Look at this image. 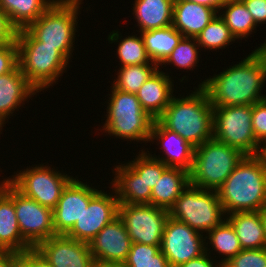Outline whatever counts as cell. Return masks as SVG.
Instances as JSON below:
<instances>
[{
  "label": "cell",
  "mask_w": 266,
  "mask_h": 267,
  "mask_svg": "<svg viewBox=\"0 0 266 267\" xmlns=\"http://www.w3.org/2000/svg\"><path fill=\"white\" fill-rule=\"evenodd\" d=\"M255 50L264 58L266 61V40L263 44H261L257 49Z\"/></svg>",
  "instance_id": "obj_48"
},
{
  "label": "cell",
  "mask_w": 266,
  "mask_h": 267,
  "mask_svg": "<svg viewBox=\"0 0 266 267\" xmlns=\"http://www.w3.org/2000/svg\"><path fill=\"white\" fill-rule=\"evenodd\" d=\"M200 48L210 50L225 49L235 42V37L231 34L227 24L219 16L216 17L196 36Z\"/></svg>",
  "instance_id": "obj_33"
},
{
  "label": "cell",
  "mask_w": 266,
  "mask_h": 267,
  "mask_svg": "<svg viewBox=\"0 0 266 267\" xmlns=\"http://www.w3.org/2000/svg\"><path fill=\"white\" fill-rule=\"evenodd\" d=\"M251 120L256 140L262 145L266 141V99L252 105Z\"/></svg>",
  "instance_id": "obj_38"
},
{
  "label": "cell",
  "mask_w": 266,
  "mask_h": 267,
  "mask_svg": "<svg viewBox=\"0 0 266 267\" xmlns=\"http://www.w3.org/2000/svg\"><path fill=\"white\" fill-rule=\"evenodd\" d=\"M16 42L18 66L27 81L38 92L56 84L69 64L56 47L37 41L26 29L17 32Z\"/></svg>",
  "instance_id": "obj_4"
},
{
  "label": "cell",
  "mask_w": 266,
  "mask_h": 267,
  "mask_svg": "<svg viewBox=\"0 0 266 267\" xmlns=\"http://www.w3.org/2000/svg\"><path fill=\"white\" fill-rule=\"evenodd\" d=\"M203 236L205 235L186 223L169 216L163 231L160 251L167 258L170 267H178L205 252Z\"/></svg>",
  "instance_id": "obj_12"
},
{
  "label": "cell",
  "mask_w": 266,
  "mask_h": 267,
  "mask_svg": "<svg viewBox=\"0 0 266 267\" xmlns=\"http://www.w3.org/2000/svg\"><path fill=\"white\" fill-rule=\"evenodd\" d=\"M110 182L119 204H151L152 190L143 178L128 164L115 165Z\"/></svg>",
  "instance_id": "obj_22"
},
{
  "label": "cell",
  "mask_w": 266,
  "mask_h": 267,
  "mask_svg": "<svg viewBox=\"0 0 266 267\" xmlns=\"http://www.w3.org/2000/svg\"><path fill=\"white\" fill-rule=\"evenodd\" d=\"M185 1L201 4L209 8H212L217 12H220L221 7L224 6L228 0H185Z\"/></svg>",
  "instance_id": "obj_45"
},
{
  "label": "cell",
  "mask_w": 266,
  "mask_h": 267,
  "mask_svg": "<svg viewBox=\"0 0 266 267\" xmlns=\"http://www.w3.org/2000/svg\"><path fill=\"white\" fill-rule=\"evenodd\" d=\"M259 155L266 160V141L261 145Z\"/></svg>",
  "instance_id": "obj_49"
},
{
  "label": "cell",
  "mask_w": 266,
  "mask_h": 267,
  "mask_svg": "<svg viewBox=\"0 0 266 267\" xmlns=\"http://www.w3.org/2000/svg\"><path fill=\"white\" fill-rule=\"evenodd\" d=\"M265 81L266 61L254 50L243 61L205 78L197 87L205 89L212 106L253 105L266 99L261 94Z\"/></svg>",
  "instance_id": "obj_1"
},
{
  "label": "cell",
  "mask_w": 266,
  "mask_h": 267,
  "mask_svg": "<svg viewBox=\"0 0 266 267\" xmlns=\"http://www.w3.org/2000/svg\"><path fill=\"white\" fill-rule=\"evenodd\" d=\"M18 263L19 267H53L36 248L19 253Z\"/></svg>",
  "instance_id": "obj_40"
},
{
  "label": "cell",
  "mask_w": 266,
  "mask_h": 267,
  "mask_svg": "<svg viewBox=\"0 0 266 267\" xmlns=\"http://www.w3.org/2000/svg\"><path fill=\"white\" fill-rule=\"evenodd\" d=\"M8 178L7 177L6 179L4 178V180L0 181V190L4 188L5 184L8 182Z\"/></svg>",
  "instance_id": "obj_51"
},
{
  "label": "cell",
  "mask_w": 266,
  "mask_h": 267,
  "mask_svg": "<svg viewBox=\"0 0 266 267\" xmlns=\"http://www.w3.org/2000/svg\"><path fill=\"white\" fill-rule=\"evenodd\" d=\"M222 267H266V247L260 249H242L229 258Z\"/></svg>",
  "instance_id": "obj_37"
},
{
  "label": "cell",
  "mask_w": 266,
  "mask_h": 267,
  "mask_svg": "<svg viewBox=\"0 0 266 267\" xmlns=\"http://www.w3.org/2000/svg\"><path fill=\"white\" fill-rule=\"evenodd\" d=\"M53 267H93L89 244L66 235H55L35 247Z\"/></svg>",
  "instance_id": "obj_16"
},
{
  "label": "cell",
  "mask_w": 266,
  "mask_h": 267,
  "mask_svg": "<svg viewBox=\"0 0 266 267\" xmlns=\"http://www.w3.org/2000/svg\"><path fill=\"white\" fill-rule=\"evenodd\" d=\"M56 0H0L11 24L19 31L35 22Z\"/></svg>",
  "instance_id": "obj_27"
},
{
  "label": "cell",
  "mask_w": 266,
  "mask_h": 267,
  "mask_svg": "<svg viewBox=\"0 0 266 267\" xmlns=\"http://www.w3.org/2000/svg\"><path fill=\"white\" fill-rule=\"evenodd\" d=\"M86 182L73 178L63 189L53 212V224L56 235H66L80 219L90 199L98 192Z\"/></svg>",
  "instance_id": "obj_15"
},
{
  "label": "cell",
  "mask_w": 266,
  "mask_h": 267,
  "mask_svg": "<svg viewBox=\"0 0 266 267\" xmlns=\"http://www.w3.org/2000/svg\"><path fill=\"white\" fill-rule=\"evenodd\" d=\"M128 267H170L160 246L132 243L125 261Z\"/></svg>",
  "instance_id": "obj_34"
},
{
  "label": "cell",
  "mask_w": 266,
  "mask_h": 267,
  "mask_svg": "<svg viewBox=\"0 0 266 267\" xmlns=\"http://www.w3.org/2000/svg\"><path fill=\"white\" fill-rule=\"evenodd\" d=\"M14 174L8 181L19 192L52 210L56 207L63 189L74 178L55 168L51 169L44 163L29 166Z\"/></svg>",
  "instance_id": "obj_10"
},
{
  "label": "cell",
  "mask_w": 266,
  "mask_h": 267,
  "mask_svg": "<svg viewBox=\"0 0 266 267\" xmlns=\"http://www.w3.org/2000/svg\"><path fill=\"white\" fill-rule=\"evenodd\" d=\"M169 216L207 234L226 219L219 196L215 190L189 185L169 209Z\"/></svg>",
  "instance_id": "obj_8"
},
{
  "label": "cell",
  "mask_w": 266,
  "mask_h": 267,
  "mask_svg": "<svg viewBox=\"0 0 266 267\" xmlns=\"http://www.w3.org/2000/svg\"><path fill=\"white\" fill-rule=\"evenodd\" d=\"M257 26L266 24V0H241Z\"/></svg>",
  "instance_id": "obj_42"
},
{
  "label": "cell",
  "mask_w": 266,
  "mask_h": 267,
  "mask_svg": "<svg viewBox=\"0 0 266 267\" xmlns=\"http://www.w3.org/2000/svg\"><path fill=\"white\" fill-rule=\"evenodd\" d=\"M18 30L11 24L8 15L0 9V45L16 41Z\"/></svg>",
  "instance_id": "obj_41"
},
{
  "label": "cell",
  "mask_w": 266,
  "mask_h": 267,
  "mask_svg": "<svg viewBox=\"0 0 266 267\" xmlns=\"http://www.w3.org/2000/svg\"><path fill=\"white\" fill-rule=\"evenodd\" d=\"M121 36V32L113 30L108 34V41L110 44L119 42L117 50V56L121 63L120 67L128 65L139 64H156L153 63L147 55L143 38L136 35H129L125 38ZM120 40V41H118Z\"/></svg>",
  "instance_id": "obj_31"
},
{
  "label": "cell",
  "mask_w": 266,
  "mask_h": 267,
  "mask_svg": "<svg viewBox=\"0 0 266 267\" xmlns=\"http://www.w3.org/2000/svg\"><path fill=\"white\" fill-rule=\"evenodd\" d=\"M0 267H19L18 253L0 252Z\"/></svg>",
  "instance_id": "obj_44"
},
{
  "label": "cell",
  "mask_w": 266,
  "mask_h": 267,
  "mask_svg": "<svg viewBox=\"0 0 266 267\" xmlns=\"http://www.w3.org/2000/svg\"><path fill=\"white\" fill-rule=\"evenodd\" d=\"M18 66L17 42L0 45V75L13 71Z\"/></svg>",
  "instance_id": "obj_39"
},
{
  "label": "cell",
  "mask_w": 266,
  "mask_h": 267,
  "mask_svg": "<svg viewBox=\"0 0 266 267\" xmlns=\"http://www.w3.org/2000/svg\"><path fill=\"white\" fill-rule=\"evenodd\" d=\"M14 206L22 237L35 248L40 242L55 236L53 212L14 187Z\"/></svg>",
  "instance_id": "obj_13"
},
{
  "label": "cell",
  "mask_w": 266,
  "mask_h": 267,
  "mask_svg": "<svg viewBox=\"0 0 266 267\" xmlns=\"http://www.w3.org/2000/svg\"><path fill=\"white\" fill-rule=\"evenodd\" d=\"M172 78L160 67L143 83L136 93L141 107L153 118L158 119L170 104L175 92Z\"/></svg>",
  "instance_id": "obj_20"
},
{
  "label": "cell",
  "mask_w": 266,
  "mask_h": 267,
  "mask_svg": "<svg viewBox=\"0 0 266 267\" xmlns=\"http://www.w3.org/2000/svg\"><path fill=\"white\" fill-rule=\"evenodd\" d=\"M190 185L189 172L176 167H167L151 192V204L169 209L175 200Z\"/></svg>",
  "instance_id": "obj_25"
},
{
  "label": "cell",
  "mask_w": 266,
  "mask_h": 267,
  "mask_svg": "<svg viewBox=\"0 0 266 267\" xmlns=\"http://www.w3.org/2000/svg\"><path fill=\"white\" fill-rule=\"evenodd\" d=\"M154 140L161 145L160 149L165 156H156L155 153L153 156L148 151L151 157L160 160L167 167L181 168L188 172L192 170L195 147L177 133L167 129L158 119L153 122L148 142L154 143Z\"/></svg>",
  "instance_id": "obj_18"
},
{
  "label": "cell",
  "mask_w": 266,
  "mask_h": 267,
  "mask_svg": "<svg viewBox=\"0 0 266 267\" xmlns=\"http://www.w3.org/2000/svg\"><path fill=\"white\" fill-rule=\"evenodd\" d=\"M218 12L207 6L185 0H174L172 26L183 37L196 38Z\"/></svg>",
  "instance_id": "obj_23"
},
{
  "label": "cell",
  "mask_w": 266,
  "mask_h": 267,
  "mask_svg": "<svg viewBox=\"0 0 266 267\" xmlns=\"http://www.w3.org/2000/svg\"><path fill=\"white\" fill-rule=\"evenodd\" d=\"M174 0H135L133 15L139 26L137 32L171 26Z\"/></svg>",
  "instance_id": "obj_24"
},
{
  "label": "cell",
  "mask_w": 266,
  "mask_h": 267,
  "mask_svg": "<svg viewBox=\"0 0 266 267\" xmlns=\"http://www.w3.org/2000/svg\"><path fill=\"white\" fill-rule=\"evenodd\" d=\"M112 85L123 92L136 94L143 83L159 68L157 64H139L119 67Z\"/></svg>",
  "instance_id": "obj_32"
},
{
  "label": "cell",
  "mask_w": 266,
  "mask_h": 267,
  "mask_svg": "<svg viewBox=\"0 0 266 267\" xmlns=\"http://www.w3.org/2000/svg\"><path fill=\"white\" fill-rule=\"evenodd\" d=\"M88 244L95 262H125L132 241L123 221L117 216Z\"/></svg>",
  "instance_id": "obj_17"
},
{
  "label": "cell",
  "mask_w": 266,
  "mask_h": 267,
  "mask_svg": "<svg viewBox=\"0 0 266 267\" xmlns=\"http://www.w3.org/2000/svg\"><path fill=\"white\" fill-rule=\"evenodd\" d=\"M210 246H212V249ZM210 249L223 257L219 260L221 264H224L229 258L235 256L242 250L236 232L227 219H224L220 225L214 227L205 235V251L211 254Z\"/></svg>",
  "instance_id": "obj_29"
},
{
  "label": "cell",
  "mask_w": 266,
  "mask_h": 267,
  "mask_svg": "<svg viewBox=\"0 0 266 267\" xmlns=\"http://www.w3.org/2000/svg\"><path fill=\"white\" fill-rule=\"evenodd\" d=\"M199 48L196 38L183 37L160 66L172 64L178 69H189L190 71L198 66L197 64L200 60L199 50H202Z\"/></svg>",
  "instance_id": "obj_35"
},
{
  "label": "cell",
  "mask_w": 266,
  "mask_h": 267,
  "mask_svg": "<svg viewBox=\"0 0 266 267\" xmlns=\"http://www.w3.org/2000/svg\"><path fill=\"white\" fill-rule=\"evenodd\" d=\"M136 156L134 160L127 163L143 178L147 187L152 190L167 166L160 160L151 157L145 152V149H142L141 153L139 151Z\"/></svg>",
  "instance_id": "obj_36"
},
{
  "label": "cell",
  "mask_w": 266,
  "mask_h": 267,
  "mask_svg": "<svg viewBox=\"0 0 266 267\" xmlns=\"http://www.w3.org/2000/svg\"><path fill=\"white\" fill-rule=\"evenodd\" d=\"M140 34L143 38L147 55L159 67L183 38V35L172 25L143 31Z\"/></svg>",
  "instance_id": "obj_28"
},
{
  "label": "cell",
  "mask_w": 266,
  "mask_h": 267,
  "mask_svg": "<svg viewBox=\"0 0 266 267\" xmlns=\"http://www.w3.org/2000/svg\"><path fill=\"white\" fill-rule=\"evenodd\" d=\"M83 0H56L26 30L44 45L56 49L68 60L72 57L78 16ZM74 43V44H73Z\"/></svg>",
  "instance_id": "obj_6"
},
{
  "label": "cell",
  "mask_w": 266,
  "mask_h": 267,
  "mask_svg": "<svg viewBox=\"0 0 266 267\" xmlns=\"http://www.w3.org/2000/svg\"><path fill=\"white\" fill-rule=\"evenodd\" d=\"M118 216L123 221L132 243L160 246L169 211L152 204H119Z\"/></svg>",
  "instance_id": "obj_11"
},
{
  "label": "cell",
  "mask_w": 266,
  "mask_h": 267,
  "mask_svg": "<svg viewBox=\"0 0 266 267\" xmlns=\"http://www.w3.org/2000/svg\"><path fill=\"white\" fill-rule=\"evenodd\" d=\"M251 119L252 105L213 106V138L245 155H258L261 144L253 133Z\"/></svg>",
  "instance_id": "obj_9"
},
{
  "label": "cell",
  "mask_w": 266,
  "mask_h": 267,
  "mask_svg": "<svg viewBox=\"0 0 266 267\" xmlns=\"http://www.w3.org/2000/svg\"><path fill=\"white\" fill-rule=\"evenodd\" d=\"M6 120L0 115V134L2 133V128L4 127V125L6 124L5 122ZM5 122V123H4Z\"/></svg>",
  "instance_id": "obj_50"
},
{
  "label": "cell",
  "mask_w": 266,
  "mask_h": 267,
  "mask_svg": "<svg viewBox=\"0 0 266 267\" xmlns=\"http://www.w3.org/2000/svg\"><path fill=\"white\" fill-rule=\"evenodd\" d=\"M266 236V205L259 211Z\"/></svg>",
  "instance_id": "obj_47"
},
{
  "label": "cell",
  "mask_w": 266,
  "mask_h": 267,
  "mask_svg": "<svg viewBox=\"0 0 266 267\" xmlns=\"http://www.w3.org/2000/svg\"><path fill=\"white\" fill-rule=\"evenodd\" d=\"M217 193L226 215L260 211L266 205V160L245 155Z\"/></svg>",
  "instance_id": "obj_2"
},
{
  "label": "cell",
  "mask_w": 266,
  "mask_h": 267,
  "mask_svg": "<svg viewBox=\"0 0 266 267\" xmlns=\"http://www.w3.org/2000/svg\"><path fill=\"white\" fill-rule=\"evenodd\" d=\"M220 10L224 11L218 12L219 16L227 24L236 40L248 38L258 27L241 0H228Z\"/></svg>",
  "instance_id": "obj_30"
},
{
  "label": "cell",
  "mask_w": 266,
  "mask_h": 267,
  "mask_svg": "<svg viewBox=\"0 0 266 267\" xmlns=\"http://www.w3.org/2000/svg\"><path fill=\"white\" fill-rule=\"evenodd\" d=\"M38 91L27 81L19 66L13 71L0 75V115L7 120L15 109L37 95Z\"/></svg>",
  "instance_id": "obj_21"
},
{
  "label": "cell",
  "mask_w": 266,
  "mask_h": 267,
  "mask_svg": "<svg viewBox=\"0 0 266 267\" xmlns=\"http://www.w3.org/2000/svg\"><path fill=\"white\" fill-rule=\"evenodd\" d=\"M33 248L21 235L14 206V186L0 190V252L21 253Z\"/></svg>",
  "instance_id": "obj_19"
},
{
  "label": "cell",
  "mask_w": 266,
  "mask_h": 267,
  "mask_svg": "<svg viewBox=\"0 0 266 267\" xmlns=\"http://www.w3.org/2000/svg\"><path fill=\"white\" fill-rule=\"evenodd\" d=\"M226 216L236 232L242 249L266 247V236L259 211L236 212Z\"/></svg>",
  "instance_id": "obj_26"
},
{
  "label": "cell",
  "mask_w": 266,
  "mask_h": 267,
  "mask_svg": "<svg viewBox=\"0 0 266 267\" xmlns=\"http://www.w3.org/2000/svg\"><path fill=\"white\" fill-rule=\"evenodd\" d=\"M111 189L112 194H107L103 189L90 199L88 207L66 234L67 237L89 243L103 227L118 216L119 202L115 191Z\"/></svg>",
  "instance_id": "obj_14"
},
{
  "label": "cell",
  "mask_w": 266,
  "mask_h": 267,
  "mask_svg": "<svg viewBox=\"0 0 266 267\" xmlns=\"http://www.w3.org/2000/svg\"><path fill=\"white\" fill-rule=\"evenodd\" d=\"M93 267H128L125 262H95Z\"/></svg>",
  "instance_id": "obj_46"
},
{
  "label": "cell",
  "mask_w": 266,
  "mask_h": 267,
  "mask_svg": "<svg viewBox=\"0 0 266 267\" xmlns=\"http://www.w3.org/2000/svg\"><path fill=\"white\" fill-rule=\"evenodd\" d=\"M158 120L193 147L213 138V106L203 87L186 97L173 96Z\"/></svg>",
  "instance_id": "obj_3"
},
{
  "label": "cell",
  "mask_w": 266,
  "mask_h": 267,
  "mask_svg": "<svg viewBox=\"0 0 266 267\" xmlns=\"http://www.w3.org/2000/svg\"><path fill=\"white\" fill-rule=\"evenodd\" d=\"M107 114L102 131L121 140L144 143L149 141L153 119L142 107L136 94L111 86Z\"/></svg>",
  "instance_id": "obj_5"
},
{
  "label": "cell",
  "mask_w": 266,
  "mask_h": 267,
  "mask_svg": "<svg viewBox=\"0 0 266 267\" xmlns=\"http://www.w3.org/2000/svg\"><path fill=\"white\" fill-rule=\"evenodd\" d=\"M178 267H222V264L211 258L210 254L205 251L199 257L193 258L188 262L182 263Z\"/></svg>",
  "instance_id": "obj_43"
},
{
  "label": "cell",
  "mask_w": 266,
  "mask_h": 267,
  "mask_svg": "<svg viewBox=\"0 0 266 267\" xmlns=\"http://www.w3.org/2000/svg\"><path fill=\"white\" fill-rule=\"evenodd\" d=\"M239 149L214 138L195 147L190 185L217 191L244 158Z\"/></svg>",
  "instance_id": "obj_7"
}]
</instances>
